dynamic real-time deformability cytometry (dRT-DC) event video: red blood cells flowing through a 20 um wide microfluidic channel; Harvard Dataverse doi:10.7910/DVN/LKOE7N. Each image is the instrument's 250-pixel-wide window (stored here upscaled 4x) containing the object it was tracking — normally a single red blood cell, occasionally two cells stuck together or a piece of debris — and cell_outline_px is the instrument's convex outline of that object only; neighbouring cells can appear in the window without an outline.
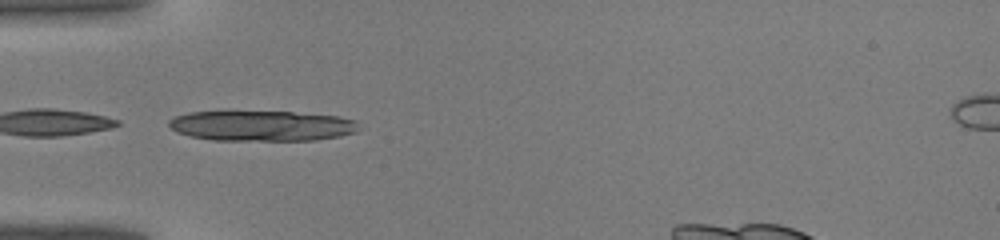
{"species": "common noctule bat (a hibernating species)", "species_latin": "Nyctalus noctula", "temperature_condition": "warm", "stored_images_in_passage": 26, "camera_frame_rate_fps": 3000, "um_per_image_px": 0.085, "animal": {"sex": "male", "body_mass_g": 19.0, "forearm_length_mm": 50.8}, "frame": {"image": 1, "passage_image": 7, "time_ms": 2.0, "image_size_px": [1000, 240], "cell_outline_px": [[360, 128], [356, 132], [340, 136], [316, 140], [212, 140], [192, 136], [176, 132], [168, 124], [168, 120], [176, 116], [188, 112], [292, 112], [340, 116], [356, 120]], "centroid_in_image_um": [22.3, 10.69], "position_along_channel_um": 62.7, "area_um2": 33.58}}